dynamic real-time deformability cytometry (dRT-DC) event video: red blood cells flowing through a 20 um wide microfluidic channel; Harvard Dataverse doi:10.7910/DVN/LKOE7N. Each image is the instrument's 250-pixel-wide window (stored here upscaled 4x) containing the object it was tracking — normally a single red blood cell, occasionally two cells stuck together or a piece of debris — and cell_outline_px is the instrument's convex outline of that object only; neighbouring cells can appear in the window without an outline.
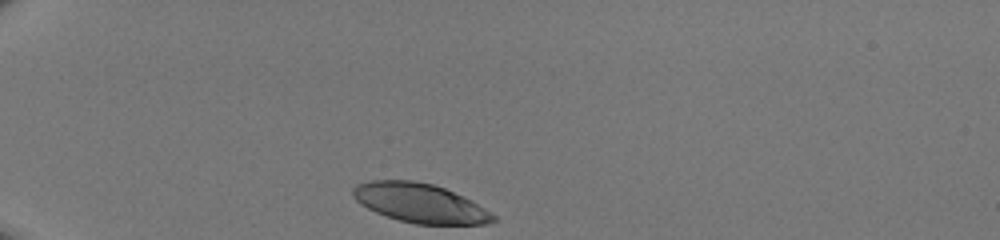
{"species": "human", "species_latin": "Homo sapiens", "temperature_condition": "room temperature", "stored_images_in_passage": 29, "camera_frame_rate_fps": 3000, "um_per_image_px": 0.085, "donor": {"sex": "male"}, "frame": {"image": 1, "passage_image": 1, "time_ms": 0.0, "image_size_px": [1000, 240], "cell_outline_px": [[496, 220], [488, 224], [416, 224], [400, 220], [376, 212], [360, 204], [352, 196], [352, 188], [356, 184], [368, 180], [416, 180], [432, 184], [444, 188], [484, 208], [496, 216]], "centroid_in_image_um": [35.64, 17.25], "position_along_channel_um": 49.4, "area_um2": 31.73}}
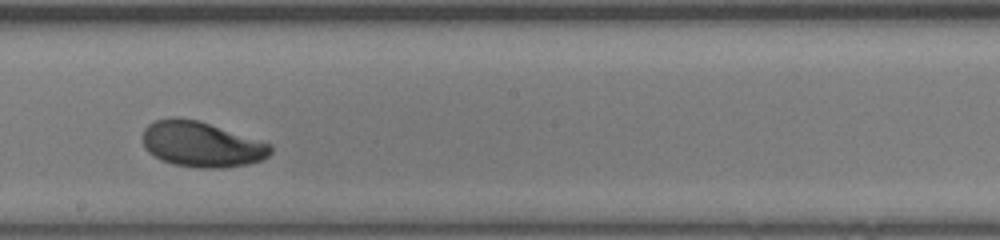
{"frame": {"image": 2, "passage_image": 17, "time_ms": 5.333, "image_size_px": [1000, 240], "cell_outline_px": [[272, 152], [268, 156], [260, 160], [248, 164], [224, 168], [196, 168], [172, 164], [160, 160], [148, 152], [144, 148], [140, 136], [144, 128], [148, 124], [156, 120], [172, 116], [176, 116], [196, 120], [272, 144]], "centroid_in_image_um": [17.06, 12.27], "position_along_channel_um": 231.1, "area_um2": 34.16}}
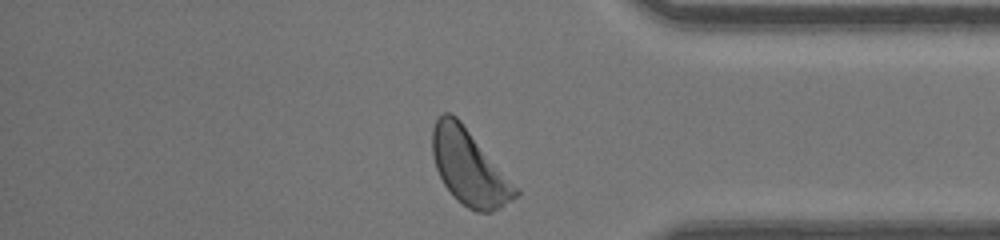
{"frame": {"image": 3, "passage_image": 29, "time_ms": 9.333, "image_size_px": [1000, 240], "cell_outline_px": [[520, 192], [512, 200], [500, 208], [492, 212], [476, 212], [468, 208], [456, 200], [452, 196], [444, 184], [436, 168], [432, 156], [432, 128], [436, 120], [444, 112], [448, 112], [456, 116], [460, 120]], "centroid_in_image_um": [39.84, 14.24], "position_along_channel_um": 395.4, "area_um2": 35.89}}